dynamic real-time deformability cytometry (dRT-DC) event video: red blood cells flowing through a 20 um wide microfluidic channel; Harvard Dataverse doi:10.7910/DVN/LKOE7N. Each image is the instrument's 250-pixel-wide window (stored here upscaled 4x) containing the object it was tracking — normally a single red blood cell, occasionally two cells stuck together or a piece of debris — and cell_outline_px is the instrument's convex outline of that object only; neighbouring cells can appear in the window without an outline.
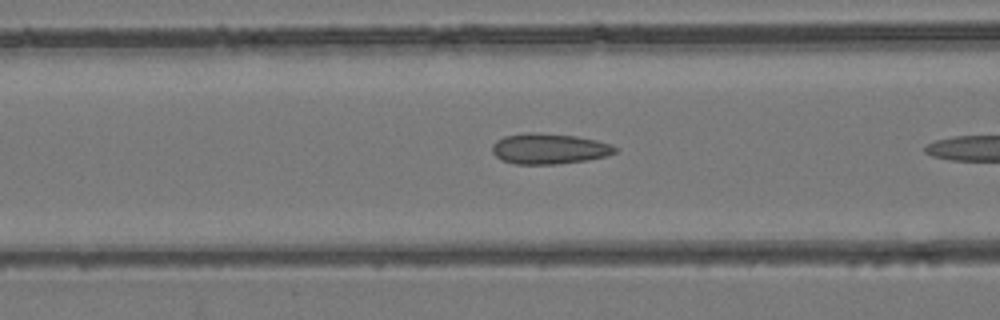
{"species": "common noctule bat (a hibernating species)", "species_latin": "Nyctalus noctula", "temperature_condition": "room temperature", "stored_images_in_passage": 7, "camera_frame_rate_fps": 3000, "um_per_image_px": 0.085, "animal": {"sex": "female", "body_mass_g": 24.6, "forearm_length_mm": 56.2}, "frame": {"image": 1, "passage_image": 6, "time_ms": 1.667, "image_size_px": [1000, 320], "cell_outline_px": [[620, 148], [616, 152], [604, 156], [588, 160], [556, 164], [516, 164], [500, 160], [492, 152], [492, 144], [496, 140], [504, 136], [528, 132], [536, 132], [576, 136], [596, 140], [612, 144]], "centroid_in_image_um": [46.67, 12.64], "position_along_channel_um": 119.9, "area_um2": 22.08}}